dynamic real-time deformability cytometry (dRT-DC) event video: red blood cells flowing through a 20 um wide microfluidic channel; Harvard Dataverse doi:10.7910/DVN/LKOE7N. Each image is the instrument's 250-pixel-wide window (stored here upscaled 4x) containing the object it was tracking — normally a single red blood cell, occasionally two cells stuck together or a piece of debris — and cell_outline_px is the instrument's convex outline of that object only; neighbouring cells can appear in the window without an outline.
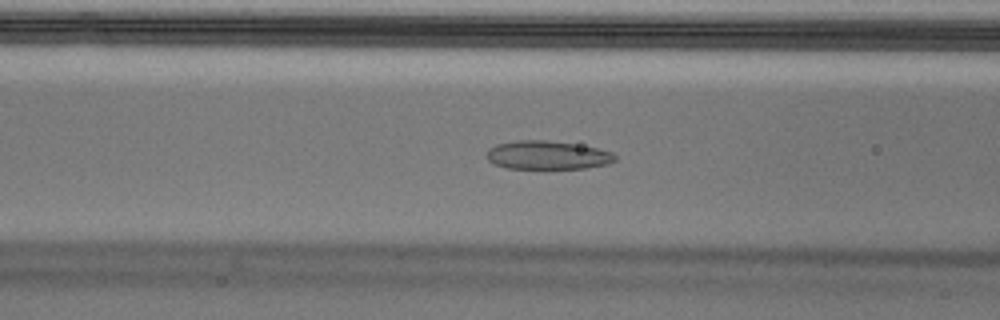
{"species": "Egyptian fruit bat (a non-hibernating species)", "species_latin": "Rousettus aegyptiacus", "temperature_condition": "cold", "stored_images_in_passage": 42, "camera_frame_rate_fps": 3000, "um_per_image_px": 0.085, "animal": {"sex": "male"}, "frame": {"image": 1, "passage_image": 9, "time_ms": 2.667, "image_size_px": [1000, 320], "cell_outline_px": [[616, 160], [608, 164], [588, 168], [508, 168], [496, 164], [488, 160], [488, 148], [496, 144], [516, 140], [544, 140], [572, 144], [596, 148], [612, 152], [616, 156]], "centroid_in_image_um": [46.54, 13.19], "position_along_channel_um": 120.1, "area_um2": 21.1}}
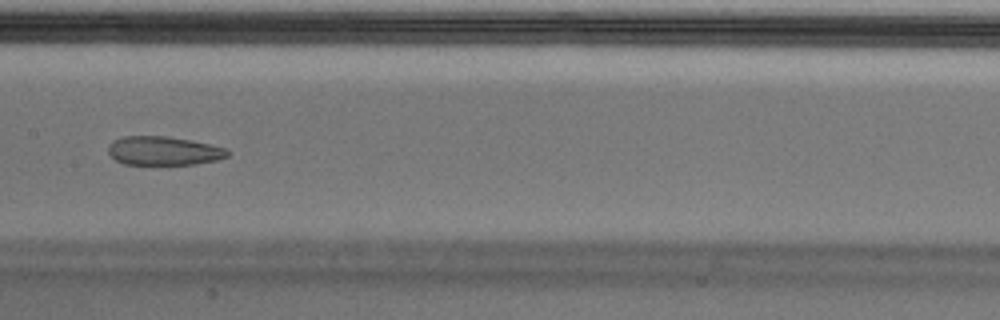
{"frame": {"image": 2, "passage_image": 15, "time_ms": 4.667, "image_size_px": [1000, 320], "cell_outline_px": [[228, 156], [216, 160], [196, 164], [124, 164], [116, 160], [108, 152], [108, 144], [112, 140], [124, 136], [168, 136], [228, 148]], "centroid_in_image_um": [13.88, 12.81], "position_along_channel_um": 193.5, "area_um2": 19.94}}
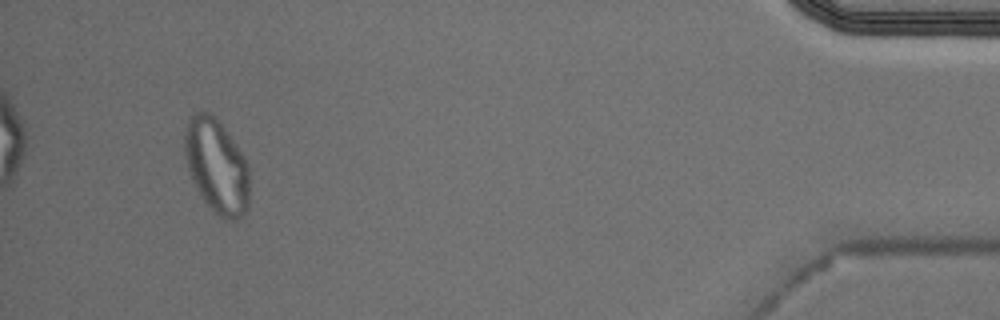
{"frame": {"image": 3, "passage_image": 39, "time_ms": 12.667, "image_size_px": [1000, 320], "cell_outline_px": [[248, 208], [244, 216], [236, 220], [228, 220], [220, 216], [204, 200], [196, 188], [192, 180], [188, 168], [184, 152], [184, 132], [188, 120], [196, 112], [208, 112], [220, 120], [240, 148], [248, 164]], "centroid_in_image_um": [18.42, 14.09], "position_along_channel_um": 416.8, "area_um2": 35.78}, "authors_computed_cell_mechanics": {"area_um2": 23.2356, "velocity_mm_per_s": 3.6477, "shape_relaxation_time_tau1_ms": null, "shape_relaxation_time_tau2_ms": 1.8554, "deformation_change_tau1": null, "deformation_change_tau2": 0.0575}}